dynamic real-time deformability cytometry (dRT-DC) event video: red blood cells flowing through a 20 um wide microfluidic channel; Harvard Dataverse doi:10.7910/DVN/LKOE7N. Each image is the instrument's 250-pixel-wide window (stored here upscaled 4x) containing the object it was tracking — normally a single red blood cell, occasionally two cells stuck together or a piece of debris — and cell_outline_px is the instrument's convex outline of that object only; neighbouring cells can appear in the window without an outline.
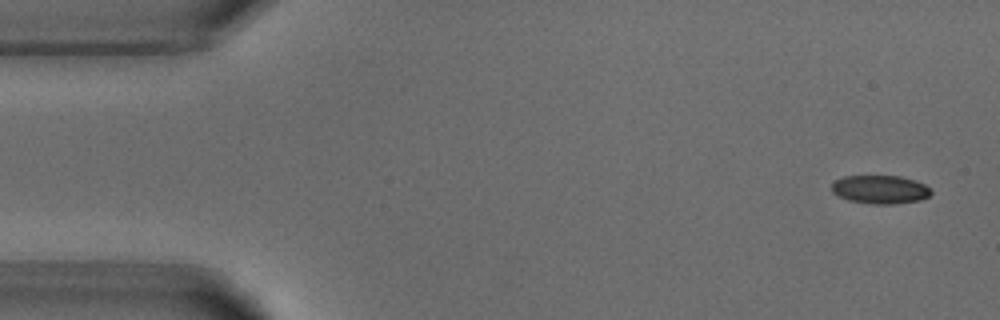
{"species": "common noctule bat (a hibernating species)", "species_latin": "Nyctalus noctula", "temperature_condition": "warm", "stored_images_in_passage": 5, "camera_frame_rate_fps": 3000, "um_per_image_px": 0.085, "animal": {"sex": "male", "body_mass_g": 18.8}, "frame": {"image": 1, "passage_image": 1, "time_ms": 0.0, "image_size_px": [1000, 320], "cell_outline_px": [[932, 192], [928, 196], [920, 200], [892, 204], [872, 204], [848, 200], [832, 192], [832, 184], [836, 180], [844, 176], [900, 176], [916, 180], [924, 184]], "centroid_in_image_um": [74.81, 16.1], "position_along_channel_um": 10.2, "area_um2": 16.36}}
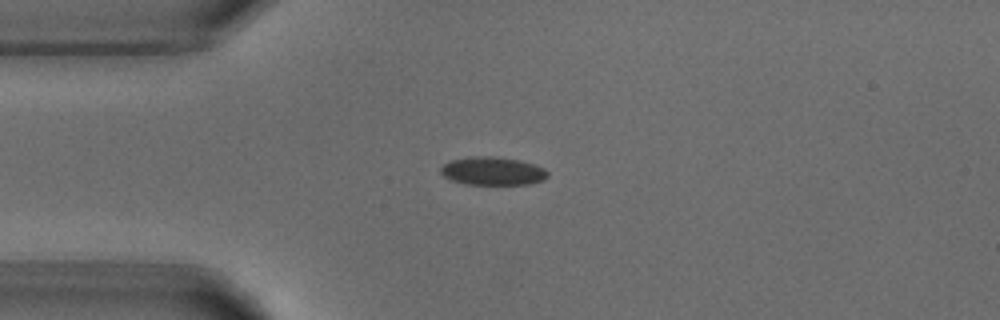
{"frame": {"image": 2, "passage_image": 3, "time_ms": 3.333, "image_size_px": [1000, 320], "cell_outline_px": [[548, 176], [544, 180], [528, 184], [464, 184], [452, 180], [444, 176], [440, 172], [440, 168], [448, 160], [468, 156], [492, 156], [520, 160], [544, 168], [548, 172]], "centroid_in_image_um": [41.85, 14.53], "position_along_channel_um": 43.2, "area_um2": 17.69}}
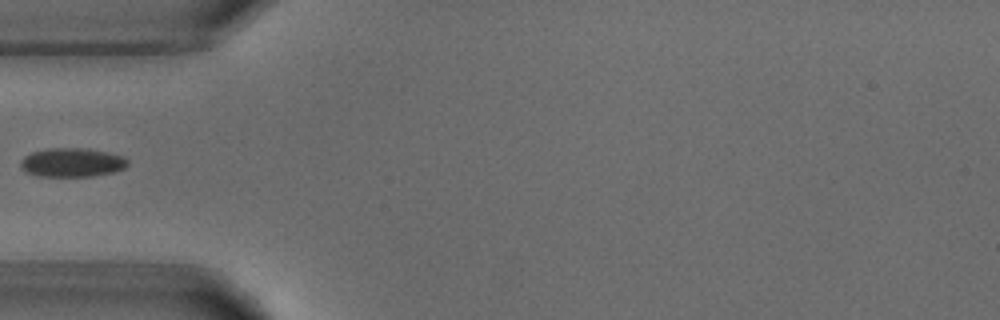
{"frame": {"image": 3, "passage_image": 4, "time_ms": 4.667, "image_size_px": [1000, 320], "cell_outline_px": [[128, 164], [124, 168], [112, 172], [92, 176], [36, 176], [24, 172], [20, 168], [20, 160], [24, 156], [32, 152], [48, 148], [88, 148], [108, 152], [120, 156], [128, 160]], "centroid_in_image_um": [6.06, 13.81], "position_along_channel_um": 78.9, "area_um2": 18.15}}